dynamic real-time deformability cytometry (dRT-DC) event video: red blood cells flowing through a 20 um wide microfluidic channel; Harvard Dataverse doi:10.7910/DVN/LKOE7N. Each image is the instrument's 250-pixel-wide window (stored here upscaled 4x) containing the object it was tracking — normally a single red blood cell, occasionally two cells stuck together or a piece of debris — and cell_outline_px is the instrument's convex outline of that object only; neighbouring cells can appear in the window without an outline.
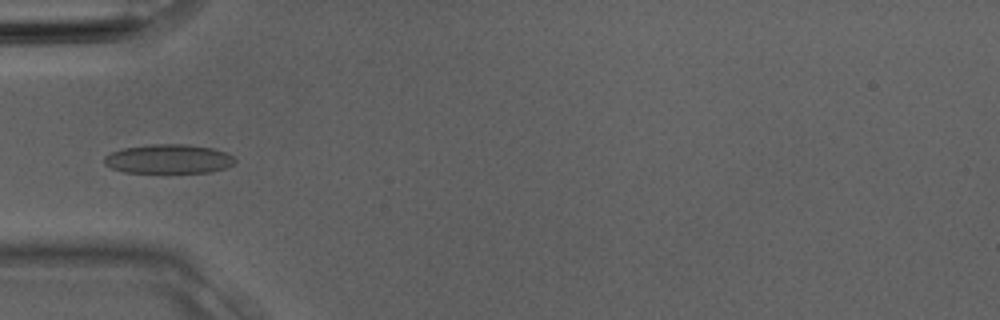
{"species": "Egyptian fruit bat (a non-hibernating species)", "species_latin": "Rousettus aegyptiacus", "temperature_condition": "room temperature", "stored_images_in_passage": 3, "camera_frame_rate_fps": 3000, "um_per_image_px": 0.085, "animal": {"sex": "male"}, "frame": {"image": 1, "passage_image": 3, "time_ms": 0.667, "image_size_px": [1000, 320], "cell_outline_px": [[236, 160], [232, 164], [224, 168], [212, 172], [124, 172], [112, 168], [104, 164], [104, 156], [112, 152], [124, 148], [152, 144], [188, 144], [212, 148], [224, 152], [232, 156]], "centroid_in_image_um": [14.32, 13.51], "position_along_channel_um": 70.7, "area_um2": 22.02}}